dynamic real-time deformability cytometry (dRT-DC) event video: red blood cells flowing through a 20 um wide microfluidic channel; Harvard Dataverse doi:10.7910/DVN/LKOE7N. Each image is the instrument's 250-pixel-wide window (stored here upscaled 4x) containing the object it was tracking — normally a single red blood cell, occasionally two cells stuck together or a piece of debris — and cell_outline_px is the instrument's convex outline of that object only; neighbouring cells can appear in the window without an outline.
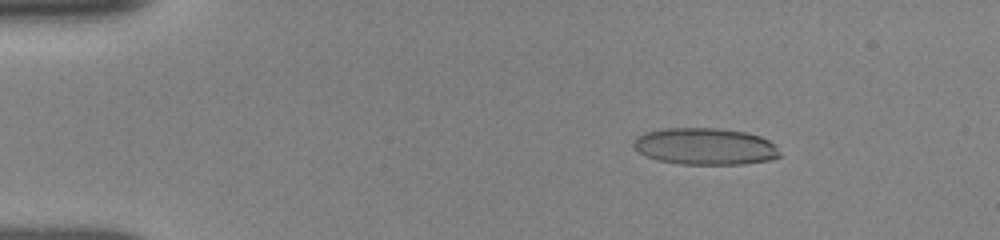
{"species": "human", "species_latin": "Homo sapiens", "temperature_condition": "room temperature", "stored_images_in_passage": 24, "camera_frame_rate_fps": 3000, "um_per_image_px": 0.085, "donor": {"sex": "female"}, "frame": {"image": 1, "passage_image": 6, "time_ms": 2.333, "image_size_px": [1000, 240], "cell_outline_px": [[780, 156], [768, 160], [744, 164], [680, 164], [656, 160], [640, 152], [632, 144], [632, 140], [636, 136], [644, 132], [664, 128], [716, 128], [744, 132], [760, 136], [776, 144], [780, 152]], "centroid_in_image_um": [59.92, 12.44], "position_along_channel_um": 25.1, "area_um2": 31.44}}
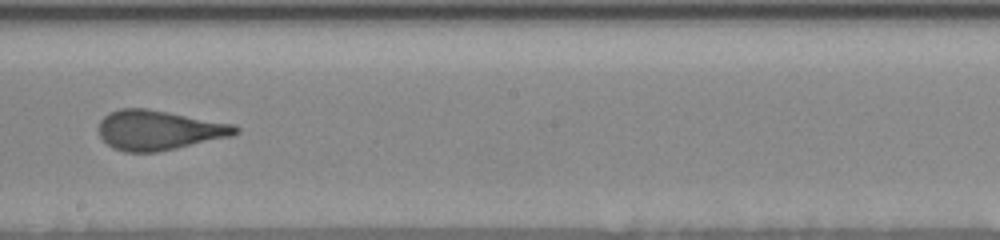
{"frame": {"image": 2, "passage_image": 16, "time_ms": 9.667, "image_size_px": [1000, 240], "cell_outline_px": [[240, 132], [232, 136], [176, 148], [156, 152], [124, 152], [112, 148], [100, 136], [100, 120], [104, 116], [120, 108], [148, 108], [232, 124], [240, 128]], "centroid_in_image_um": [13.51, 11.06], "position_along_channel_um": 234.7, "area_um2": 31.44}}
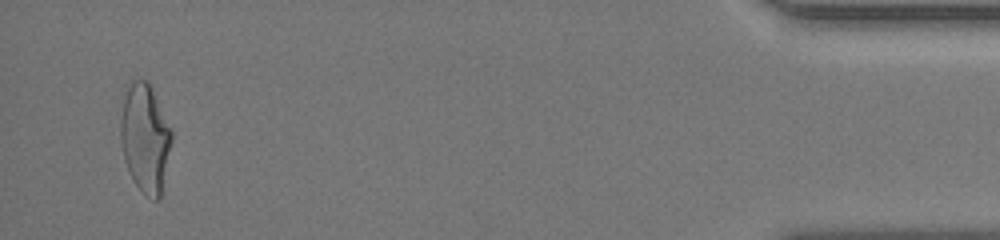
{"frame": {"image": 3, "passage_image": 24, "time_ms": 16.333, "image_size_px": [1000, 240], "cell_outline_px": [[172, 140], [160, 200], [156, 200], [148, 196], [136, 184], [128, 168], [124, 156], [120, 140], [120, 120], [124, 100], [128, 88], [132, 80], [148, 80], [152, 84], [172, 132]], "centroid_in_image_um": [12.36, 11.69], "position_along_channel_um": 422.8, "area_um2": 32.02}, "authors_computed_cell_mechanics": {"area_um2": 31.5299, "velocity_mm_per_s": 3.9112, "shape_relaxation_time_tau1_ms": 4.764, "shape_relaxation_time_tau2_ms": 0.8299, "deformation_change_tau1": 0.1837, "deformation_change_tau2": 0.1092}}